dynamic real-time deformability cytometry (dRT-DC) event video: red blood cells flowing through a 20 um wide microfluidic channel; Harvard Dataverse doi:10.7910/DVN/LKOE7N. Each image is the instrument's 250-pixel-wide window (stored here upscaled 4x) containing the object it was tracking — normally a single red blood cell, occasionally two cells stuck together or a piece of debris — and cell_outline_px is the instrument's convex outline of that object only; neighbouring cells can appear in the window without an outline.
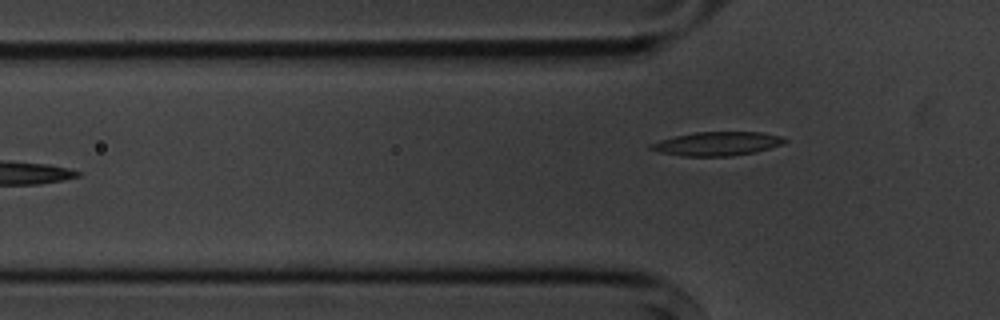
{"species": "common noctule bat (a hibernating species)", "species_latin": "Nyctalus noctula", "temperature_condition": "cold", "stored_images_in_passage": 2, "camera_frame_rate_fps": 3000, "um_per_image_px": 0.085, "animal": {"sex": "male", "body_mass_g": 20.1, "forearm_length_mm": 53.5}, "frame": {"image": 1, "passage_image": 2, "time_ms": 1.333, "image_size_px": [1000, 320], "cell_outline_px": [[788, 140], [780, 144], [756, 152], [732, 156], [684, 156], [660, 152], [648, 148], [648, 144], [660, 140], [676, 136], [696, 132], [760, 132], [780, 136]], "centroid_in_image_um": [60.92, 12.22], "position_along_channel_um": 64.9, "area_um2": 18.38}}